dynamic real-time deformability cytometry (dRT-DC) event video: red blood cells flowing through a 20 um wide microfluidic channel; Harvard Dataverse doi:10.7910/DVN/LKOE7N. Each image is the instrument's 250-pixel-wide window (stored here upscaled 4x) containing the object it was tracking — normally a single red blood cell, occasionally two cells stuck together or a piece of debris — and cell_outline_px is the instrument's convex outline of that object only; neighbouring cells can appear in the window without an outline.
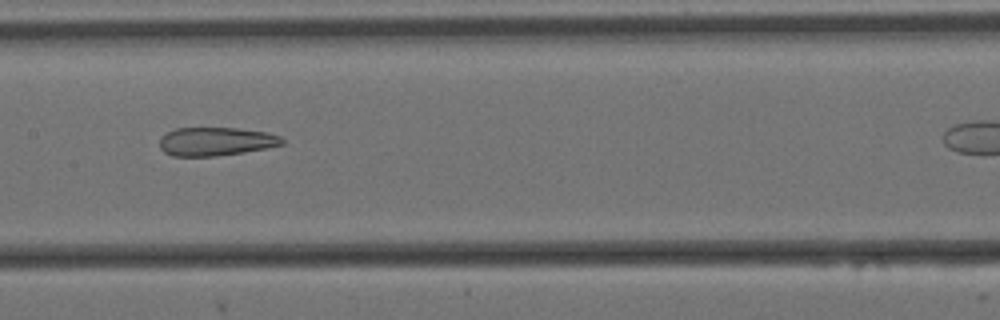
{"species": "Egyptian fruit bat (a non-hibernating species)", "species_latin": "Rousettus aegyptiacus", "temperature_condition": "cold", "stored_images_in_passage": 10, "segment_of_instrument_passage": [1, 2], "camera_frame_rate_fps": 3000, "um_per_image_px": 0.085, "animal": {"sex": "female"}, "frame": {"image": 1, "passage_image": 7, "time_ms": 2.0, "image_size_px": [1000, 320], "cell_outline_px": [[284, 144], [268, 148], [244, 152], [216, 156], [172, 156], [164, 152], [160, 148], [160, 136], [176, 128], [236, 128], [268, 132], [280, 136], [284, 140]], "centroid_in_image_um": [18.36, 12.03], "position_along_channel_um": 189.0, "area_um2": 20.46}}
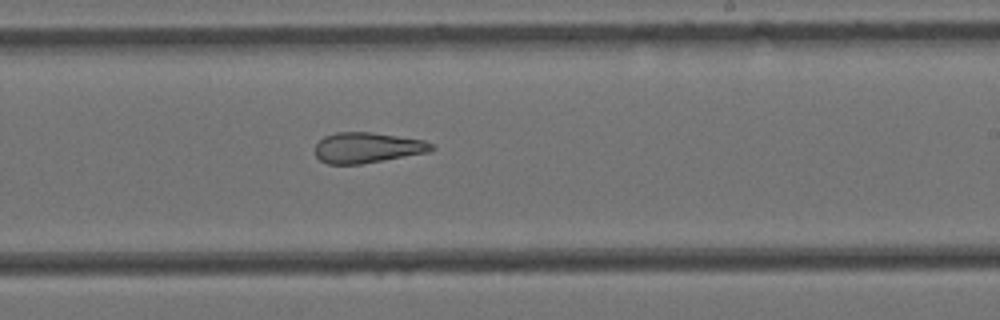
{"frame": {"image": 2, "passage_image": 9, "time_ms": 2.667, "image_size_px": [1000, 320], "cell_outline_px": [[436, 148], [428, 152], [360, 164], [328, 164], [320, 160], [316, 156], [316, 144], [324, 136], [336, 132], [372, 132], [424, 140], [432, 144]], "centroid_in_image_um": [31.21, 12.54], "position_along_channel_um": 257.8, "area_um2": 20.58}}